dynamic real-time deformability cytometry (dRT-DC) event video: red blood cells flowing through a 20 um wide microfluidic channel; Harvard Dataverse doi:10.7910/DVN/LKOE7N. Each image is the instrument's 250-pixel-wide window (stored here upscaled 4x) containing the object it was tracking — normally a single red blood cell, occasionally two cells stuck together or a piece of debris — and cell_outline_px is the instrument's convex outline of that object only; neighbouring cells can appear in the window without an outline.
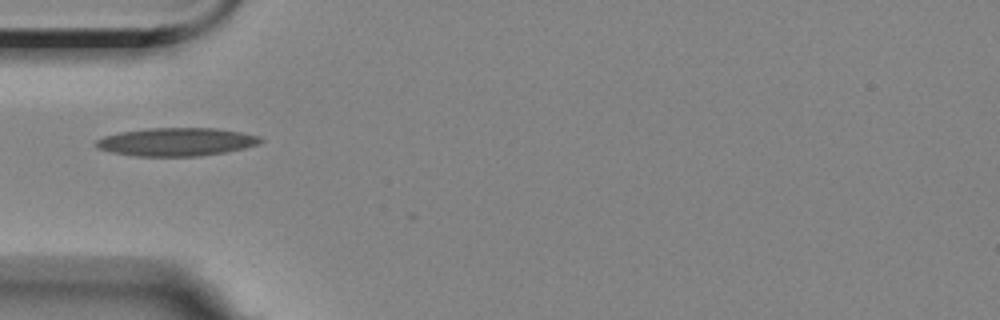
{"species": "Egyptian fruit bat (a non-hibernating species)", "species_latin": "Rousettus aegyptiacus", "temperature_condition": "room temperature", "stored_images_in_passage": 40, "camera_frame_rate_fps": 3000, "um_per_image_px": 0.085, "animal": {"sex": "female"}, "frame": {"image": 1, "passage_image": 2, "time_ms": 0.333, "image_size_px": [1000, 320], "cell_outline_px": [[264, 140], [260, 144], [244, 148], [224, 152], [196, 156], [136, 156], [112, 152], [96, 148], [92, 144], [96, 140], [104, 136], [120, 132], [148, 128], [216, 128], [240, 132], [260, 136]], "centroid_in_image_um": [14.98, 12.05], "position_along_channel_um": 70.0, "area_um2": 27.05}}
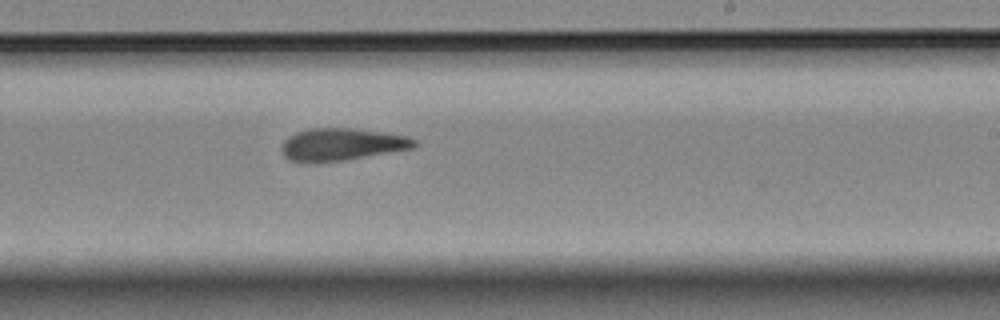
{"frame": {"image": 2, "passage_image": 18, "time_ms": 5.667, "image_size_px": [1000, 320], "cell_outline_px": [[420, 144], [416, 148], [344, 160], [316, 164], [304, 164], [288, 160], [284, 156], [280, 148], [284, 140], [288, 136], [296, 132], [308, 128], [352, 128], [384, 132], [408, 136], [416, 140]], "centroid_in_image_um": [29.03, 12.29], "position_along_channel_um": 260.0, "area_um2": 25.78}}
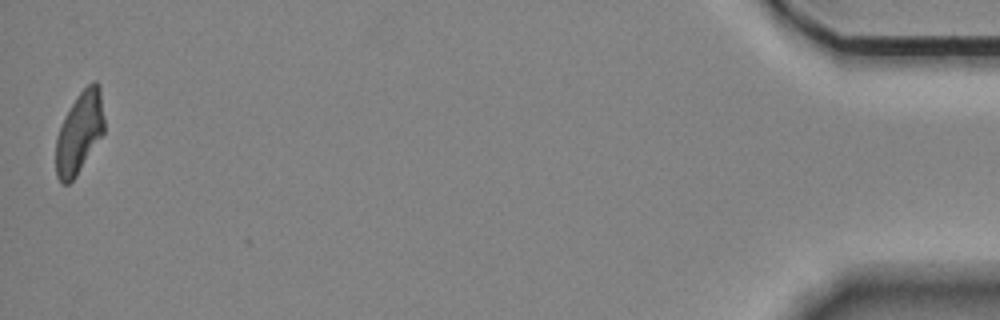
{"frame": {"image": 3, "passage_image": 40, "time_ms": 13.0, "image_size_px": [1000, 320], "cell_outline_px": [[104, 132], [76, 176], [68, 184], [60, 184], [56, 176], [56, 136], [76, 96], [92, 80], [96, 80], [100, 84], [104, 116]], "centroid_in_image_um": [6.76, 11.26], "position_along_channel_um": 428.4, "area_um2": 22.89}, "authors_computed_cell_mechanics": {"area_um2": 24.8251, "velocity_mm_per_s": 3.5412, "shape_relaxation_time_tau1_ms": null, "shape_relaxation_time_tau2_ms": 5.0343, "deformation_change_tau1": null, "deformation_change_tau2": 0.1516}}